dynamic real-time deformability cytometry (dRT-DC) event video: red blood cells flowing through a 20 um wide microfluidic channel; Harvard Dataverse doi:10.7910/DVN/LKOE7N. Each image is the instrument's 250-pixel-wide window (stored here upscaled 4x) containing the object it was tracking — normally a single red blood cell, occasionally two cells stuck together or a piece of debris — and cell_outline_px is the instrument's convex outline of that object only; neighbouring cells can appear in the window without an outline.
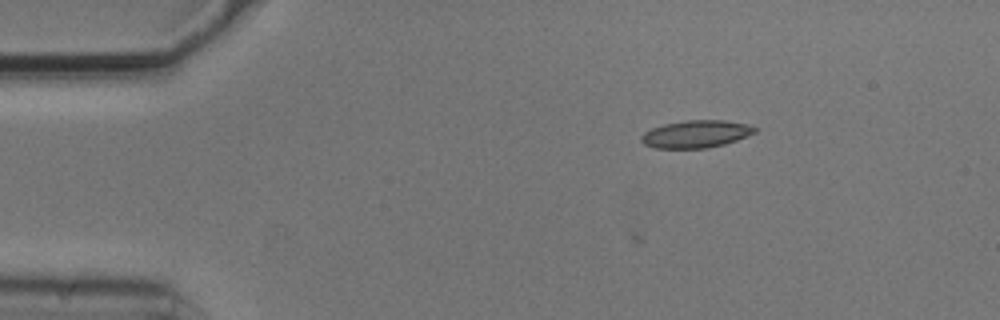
{"species": "common noctule bat (a hibernating species)", "species_latin": "Nyctalus noctula", "temperature_condition": "cold", "stored_images_in_passage": 6, "camera_frame_rate_fps": 3000, "um_per_image_px": 0.085, "animal": {"sex": "male", "body_mass_g": 20.5, "forearm_length_mm": 52.5}, "frame": {"image": 1, "passage_image": 3, "time_ms": 0.667, "image_size_px": [1000, 320], "cell_outline_px": [[760, 128], [756, 132], [736, 140], [724, 144], [708, 148], [656, 148], [644, 144], [640, 140], [640, 136], [644, 132], [652, 128], [664, 124], [684, 120], [724, 120], [748, 124]], "centroid_in_image_um": [59.17, 11.38], "position_along_channel_um": 25.8, "area_um2": 18.26}}
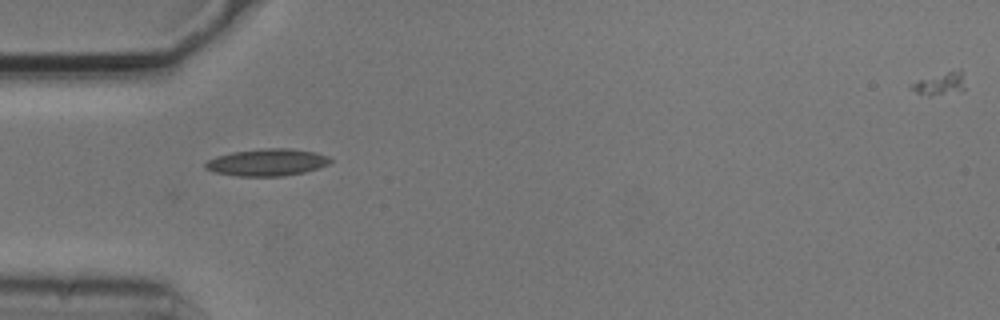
{"frame": {"image": 2, "passage_image": 5, "time_ms": 1.333, "image_size_px": [1000, 320], "cell_outline_px": [[332, 160], [328, 164], [320, 168], [304, 172], [284, 176], [236, 176], [212, 172], [204, 168], [204, 164], [208, 160], [216, 156], [232, 152], [264, 148], [292, 148], [316, 152], [328, 156]], "centroid_in_image_um": [22.7, 13.8], "position_along_channel_um": 62.3, "area_um2": 19.94}}
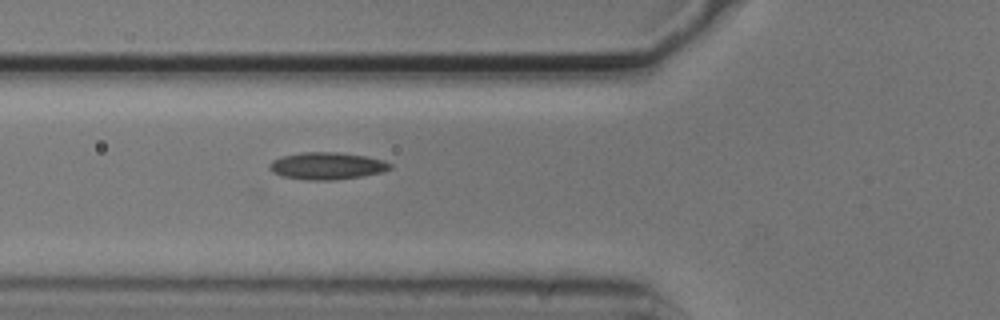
{"frame": {"image": 3, "passage_image": 6, "time_ms": 1.667, "image_size_px": [1000, 320], "cell_outline_px": [[392, 168], [384, 172], [364, 176], [336, 180], [300, 180], [280, 176], [272, 172], [268, 168], [268, 164], [272, 160], [284, 156], [300, 152], [340, 152], [368, 156], [384, 160], [392, 164]], "centroid_in_image_um": [27.8, 14.11], "position_along_channel_um": 98.0, "area_um2": 19.59}}